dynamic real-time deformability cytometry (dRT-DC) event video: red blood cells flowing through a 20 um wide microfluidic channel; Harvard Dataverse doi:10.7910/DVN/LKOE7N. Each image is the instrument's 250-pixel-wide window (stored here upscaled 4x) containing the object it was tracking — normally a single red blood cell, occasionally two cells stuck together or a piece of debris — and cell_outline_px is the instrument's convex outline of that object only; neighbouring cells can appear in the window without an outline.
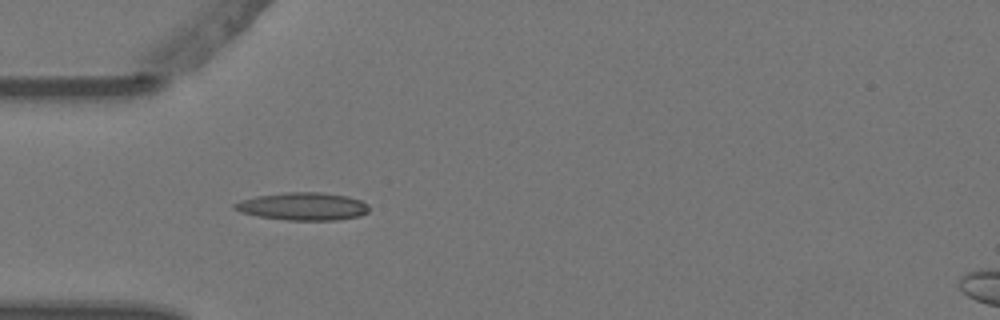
{"species": "Egyptian fruit bat (a non-hibernating species)", "species_latin": "Rousettus aegyptiacus", "temperature_condition": "warm", "stored_images_in_passage": 4, "camera_frame_rate_fps": 3000, "um_per_image_px": 0.085, "animal": {"sex": "female"}, "frame": {"image": 1, "passage_image": 4, "time_ms": 1.0, "image_size_px": [1000, 320], "cell_outline_px": [[368, 212], [360, 216], [336, 220], [288, 220], [260, 216], [240, 212], [232, 208], [232, 204], [240, 200], [256, 196], [284, 192], [320, 192], [348, 196], [360, 200], [368, 204]], "centroid_in_image_um": [25.73, 17.53], "position_along_channel_um": 59.3, "area_um2": 21.79}}